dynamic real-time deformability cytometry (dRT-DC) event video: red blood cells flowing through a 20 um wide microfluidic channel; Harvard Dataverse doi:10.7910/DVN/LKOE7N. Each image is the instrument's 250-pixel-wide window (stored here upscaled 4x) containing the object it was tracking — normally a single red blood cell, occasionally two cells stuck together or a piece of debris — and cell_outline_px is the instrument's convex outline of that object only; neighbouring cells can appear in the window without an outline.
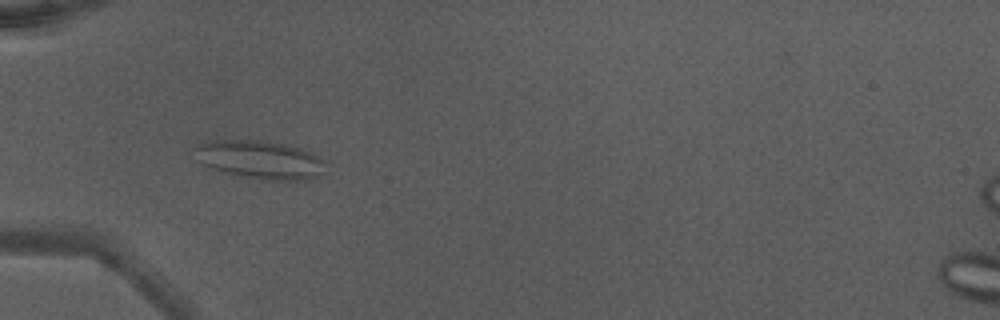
{"species": "Egyptian fruit bat (a non-hibernating species)", "species_latin": "Rousettus aegyptiacus", "temperature_condition": "warm", "stored_images_in_passage": 33, "camera_frame_rate_fps": 3000, "um_per_image_px": 0.085, "animal": {"sex": "male"}, "frame": {"image": 1, "passage_image": 1, "time_ms": 0.0, "image_size_px": [1000, 320], "cell_outline_px": [[324, 160], [320, 172], [312, 180], [260, 180], [232, 176], [200, 164], [196, 148], [200, 144], [208, 140], [264, 140], [300, 148], [312, 152]], "centroid_in_image_um": [22.07, 13.59], "position_along_channel_um": 62.9, "area_um2": 29.36}}
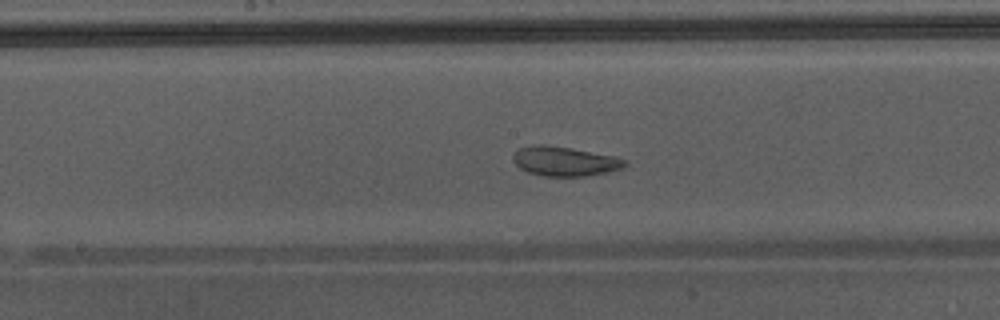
{"frame": {"image": 2, "passage_image": 11, "time_ms": 3.333, "image_size_px": [1000, 320], "cell_outline_px": [[628, 164], [624, 168], [608, 172], [584, 176], [544, 176], [528, 172], [520, 168], [512, 160], [512, 156], [520, 148], [536, 144], [540, 144], [572, 148], [612, 156], [628, 160]], "centroid_in_image_um": [48.02, 13.71], "position_along_channel_um": 200.2, "area_um2": 19.13}}
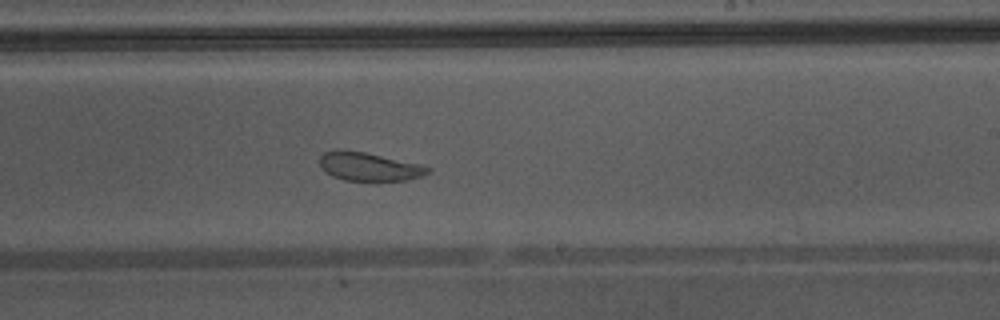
{"frame": {"image": 3, "passage_image": 15, "time_ms": 4.667, "image_size_px": [1000, 320], "cell_outline_px": [[432, 172], [408, 180], [344, 180], [332, 176], [324, 172], [320, 168], [320, 156], [324, 152], [336, 148], [340, 148], [364, 152], [420, 164], [432, 168]], "centroid_in_image_um": [31.33, 14.14], "position_along_channel_um": 257.7, "area_um2": 18.09}, "authors_computed_cell_mechanics": {"area_um2": 20.2878, "velocity_mm_per_s": 4.3216, "shape_relaxation_time_tau1_ms": null, "shape_relaxation_time_tau2_ms": 1.282, "deformation_change_tau1": null, "deformation_change_tau2": 0.0881}}